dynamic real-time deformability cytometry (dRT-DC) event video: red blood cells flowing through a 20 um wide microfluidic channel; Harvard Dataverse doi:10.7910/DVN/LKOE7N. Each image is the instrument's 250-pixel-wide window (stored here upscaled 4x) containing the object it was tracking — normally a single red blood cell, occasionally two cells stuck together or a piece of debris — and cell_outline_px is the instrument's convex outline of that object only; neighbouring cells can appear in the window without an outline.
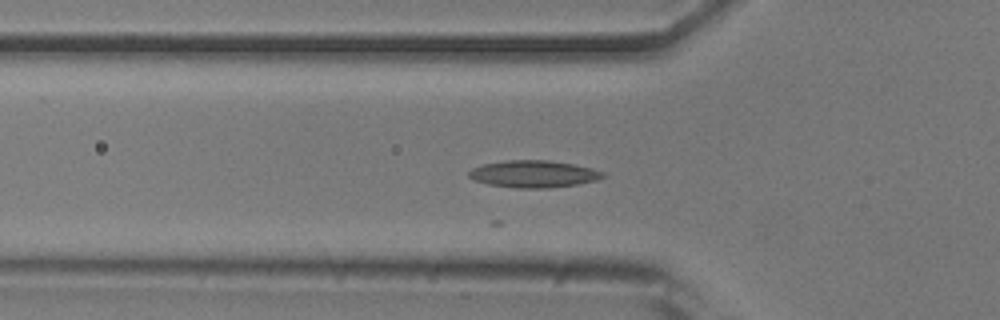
{"species": "common noctule bat (a hibernating species)", "species_latin": "Nyctalus noctula", "temperature_condition": "room temperature", "stored_images_in_passage": 18, "camera_frame_rate_fps": 3000, "um_per_image_px": 0.085, "animal": {"sex": "male", "body_mass_g": 20.5, "forearm_length_mm": 52.5}, "frame": {"image": 1, "passage_image": 7, "time_ms": 2.0, "image_size_px": [1000, 320], "cell_outline_px": [[604, 176], [596, 180], [576, 184], [548, 188], [520, 188], [488, 184], [476, 180], [468, 176], [468, 172], [472, 168], [484, 164], [504, 160], [548, 160], [572, 164], [592, 168], [604, 172]], "centroid_in_image_um": [45.34, 14.78], "position_along_channel_um": 80.5, "area_um2": 20.92}}
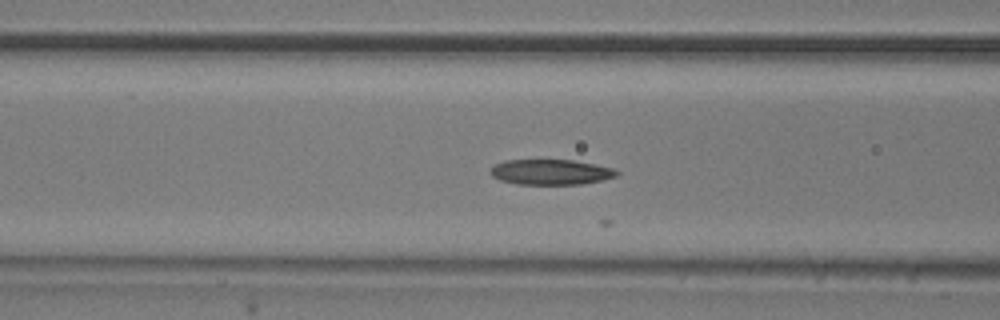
{"frame": {"image": 2, "passage_image": 10, "time_ms": 3.0, "image_size_px": [1000, 320], "cell_outline_px": [[620, 172], [616, 176], [604, 180], [580, 184], [516, 184], [500, 180], [492, 176], [488, 172], [496, 164], [504, 160], [572, 160], [612, 168]], "centroid_in_image_um": [46.79, 14.63], "position_along_channel_um": 119.8, "area_um2": 18.55}}
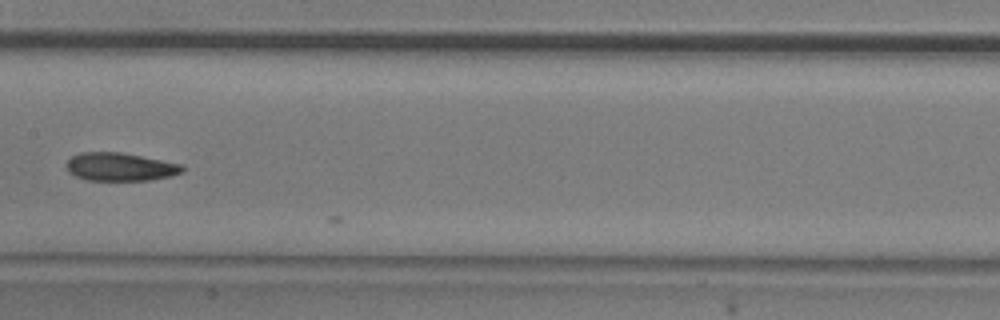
{"frame": {"image": 3, "passage_image": 16, "time_ms": 5.0, "image_size_px": [1000, 320], "cell_outline_px": [[184, 172], [172, 176], [148, 180], [88, 180], [76, 176], [68, 172], [64, 164], [72, 156], [80, 152], [120, 152], [184, 164]], "centroid_in_image_um": [10.22, 14.18], "position_along_channel_um": 197.2, "area_um2": 19.19}}